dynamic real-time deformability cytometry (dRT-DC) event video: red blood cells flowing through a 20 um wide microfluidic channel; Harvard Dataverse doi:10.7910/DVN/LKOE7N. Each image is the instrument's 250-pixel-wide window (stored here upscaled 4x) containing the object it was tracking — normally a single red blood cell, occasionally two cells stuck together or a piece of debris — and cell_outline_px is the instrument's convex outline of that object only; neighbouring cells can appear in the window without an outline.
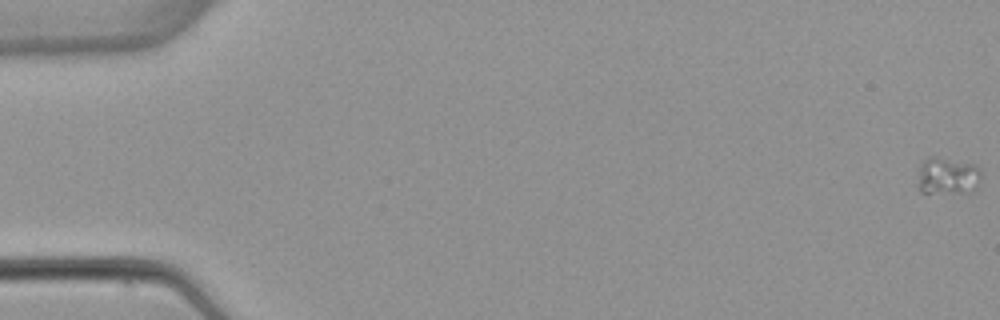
{"species": "common noctule bat (a hibernating species)", "species_latin": "Nyctalus noctula", "temperature_condition": "warm", "stored_images_in_passage": 7, "camera_frame_rate_fps": 3000, "um_per_image_px": 0.085, "animal": {"sex": "female", "body_mass_g": 22.7, "forearm_length_mm": 54.2}, "frame": {"image": 1, "passage_image": 1, "time_ms": 0.0, "image_size_px": [1000, 320], "cell_outline_px": [[980, 176], [960, 188], [932, 192], [920, 192], [920, 164], [928, 156], [932, 156], [976, 164], [980, 168]], "centroid_in_image_um": [80.41, 14.81], "position_along_channel_um": 4.6, "area_um2": 11.96}}